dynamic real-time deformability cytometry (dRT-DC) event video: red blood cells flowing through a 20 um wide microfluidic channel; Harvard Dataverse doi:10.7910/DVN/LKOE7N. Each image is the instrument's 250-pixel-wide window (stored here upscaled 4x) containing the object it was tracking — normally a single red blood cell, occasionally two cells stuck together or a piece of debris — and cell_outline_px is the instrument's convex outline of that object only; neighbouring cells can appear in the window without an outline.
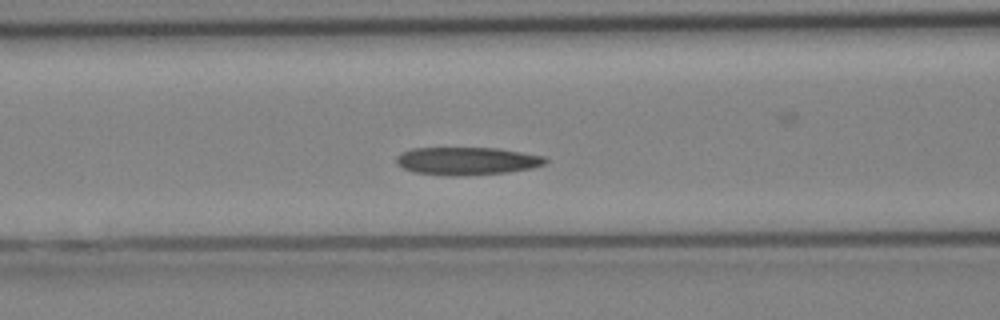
{"species": "Egyptian fruit bat (a non-hibernating species)", "species_latin": "Rousettus aegyptiacus", "temperature_condition": "cold", "stored_images_in_passage": 23, "camera_frame_rate_fps": 3000, "um_per_image_px": 0.085, "animal": {"sex": "female"}, "frame": {"image": 1, "passage_image": 7, "time_ms": 2.0, "image_size_px": [1000, 320], "cell_outline_px": [[548, 160], [544, 164], [532, 168], [508, 172], [464, 176], [448, 176], [416, 172], [404, 168], [396, 164], [396, 156], [400, 152], [412, 148], [496, 148], [544, 156]], "centroid_in_image_um": [39.66, 13.68], "position_along_channel_um": 126.9, "area_um2": 24.22}}
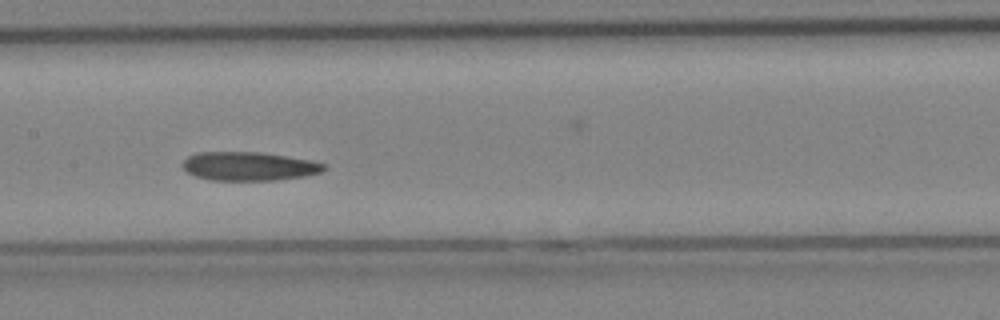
{"frame": {"image": 2, "passage_image": 10, "time_ms": 3.0, "image_size_px": [1000, 320], "cell_outline_px": [[324, 168], [320, 172], [304, 176], [276, 180], [212, 180], [196, 176], [188, 172], [184, 168], [184, 160], [188, 156], [196, 152], [256, 152], [312, 160], [324, 164]], "centroid_in_image_um": [21.14, 14.13], "position_along_channel_um": 186.3, "area_um2": 23.29}}